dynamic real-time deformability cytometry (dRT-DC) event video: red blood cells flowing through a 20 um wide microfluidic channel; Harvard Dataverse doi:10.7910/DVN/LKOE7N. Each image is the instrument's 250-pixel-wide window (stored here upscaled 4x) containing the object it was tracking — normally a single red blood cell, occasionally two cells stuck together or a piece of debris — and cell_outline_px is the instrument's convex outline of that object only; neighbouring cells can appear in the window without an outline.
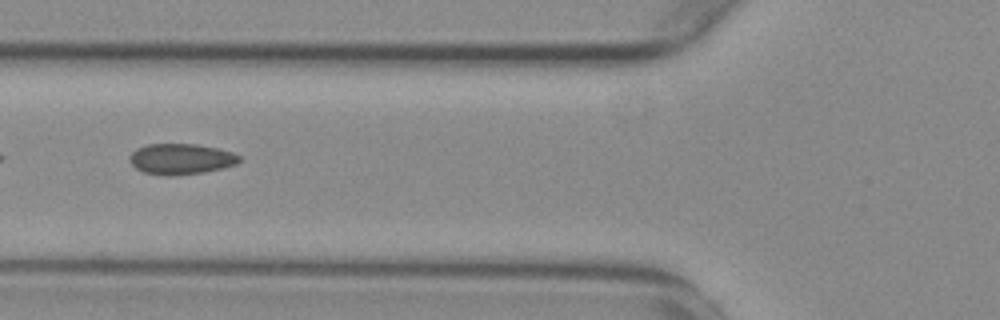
{"species": "common noctule bat (a hibernating species)", "species_latin": "Nyctalus noctula", "temperature_condition": "warm", "stored_images_in_passage": 55, "camera_frame_rate_fps": 3000, "um_per_image_px": 0.085, "animal": {"sex": "female", "body_mass_g": 29.2, "forearm_length_mm": 56.3}, "frame": {"image": 1, "passage_image": 21, "time_ms": 6.667, "image_size_px": [1000, 320], "cell_outline_px": [[240, 160], [236, 164], [204, 172], [168, 176], [164, 176], [144, 172], [136, 168], [132, 164], [128, 156], [136, 148], [148, 144], [196, 144], [216, 148], [232, 152], [240, 156]], "centroid_in_image_um": [15.35, 13.51], "position_along_channel_um": 110.5, "area_um2": 19.54}}
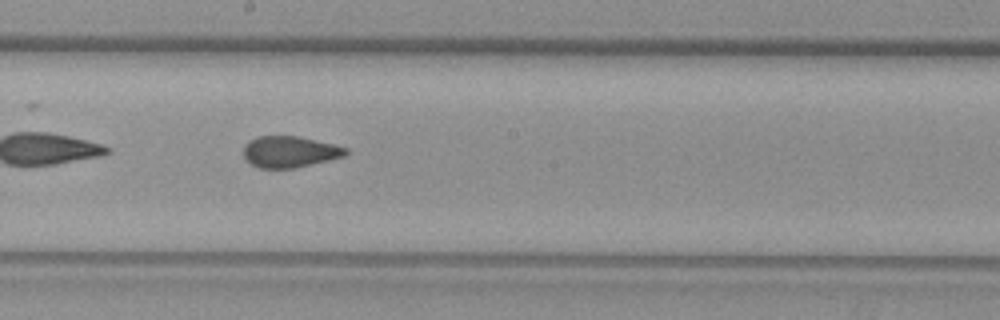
{"frame": {"image": 2, "passage_image": 30, "time_ms": 9.667, "image_size_px": [1000, 320], "cell_outline_px": [[348, 152], [344, 156], [296, 168], [260, 168], [244, 160], [244, 144], [248, 140], [256, 136], [300, 136], [348, 148]], "centroid_in_image_um": [24.59, 12.89], "position_along_channel_um": 223.6, "area_um2": 18.73}}
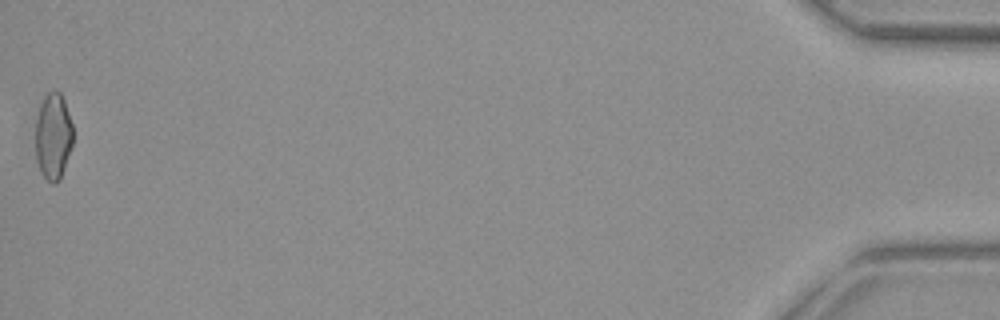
{"frame": {"image": 3, "passage_image": 55, "time_ms": 18.0, "image_size_px": [1000, 320], "cell_outline_px": [[72, 144], [60, 180], [56, 184], [52, 184], [40, 172], [36, 160], [36, 120], [40, 104], [44, 96], [48, 92], [56, 88], [60, 92], [64, 100], [72, 124]], "centroid_in_image_um": [4.51, 11.57], "position_along_channel_um": 430.7, "area_um2": 18.96}, "authors_computed_cell_mechanics": {"area_um2": 19.4786, "velocity_mm_per_s": 3.7734, "shape_relaxation_time_tau1_ms": null, "shape_relaxation_time_tau2_ms": 1.4783, "deformation_change_tau1": null, "deformation_change_tau2": 0.0825}}